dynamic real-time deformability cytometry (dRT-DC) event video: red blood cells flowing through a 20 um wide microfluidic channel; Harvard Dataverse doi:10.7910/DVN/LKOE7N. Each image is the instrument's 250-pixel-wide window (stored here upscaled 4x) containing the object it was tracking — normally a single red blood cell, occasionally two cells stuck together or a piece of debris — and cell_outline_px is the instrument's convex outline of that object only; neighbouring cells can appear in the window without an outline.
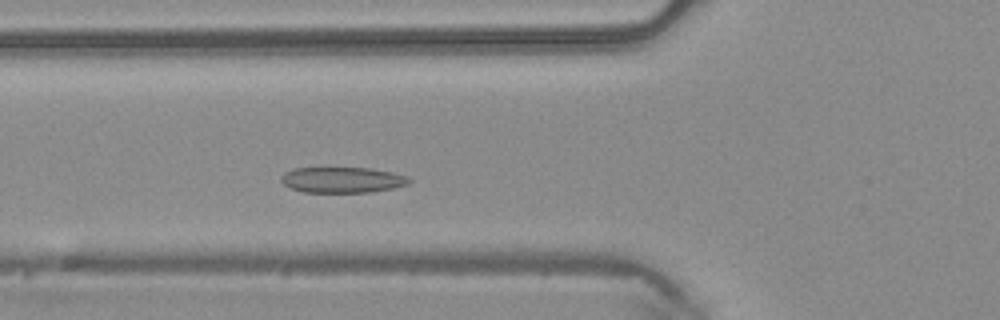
{"species": "common noctule bat (a hibernating species)", "species_latin": "Nyctalus noctula", "temperature_condition": "warm", "stored_images_in_passage": 43, "camera_frame_rate_fps": 3000, "um_per_image_px": 0.085, "animal": {"sex": "male", "body_mass_g": 20.4}, "frame": {"image": 1, "passage_image": 12, "time_ms": 3.667, "image_size_px": [1000, 320], "cell_outline_px": [[412, 180], [408, 184], [392, 188], [372, 192], [304, 192], [292, 188], [284, 184], [280, 180], [280, 176], [284, 172], [292, 168], [372, 168], [392, 172], [408, 176]], "centroid_in_image_um": [29.1, 15.28], "position_along_channel_um": 96.7, "area_um2": 19.25}}
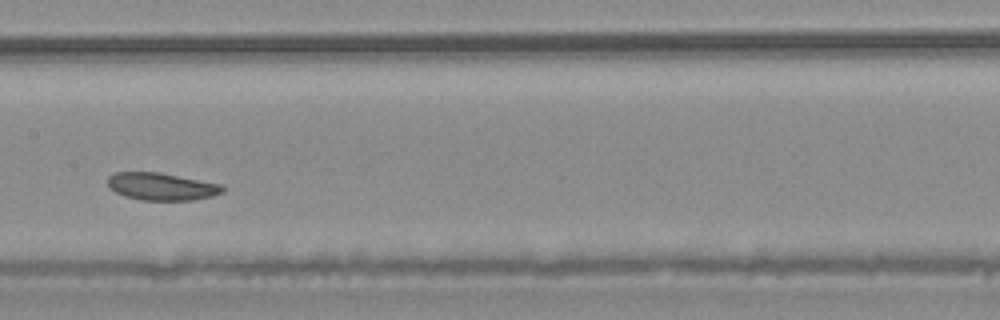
{"frame": {"image": 2, "passage_image": 19, "time_ms": 6.0, "image_size_px": [1000, 320], "cell_outline_px": [[224, 192], [212, 196], [192, 200], [140, 200], [124, 196], [108, 188], [108, 176], [116, 172], [160, 172], [224, 184]], "centroid_in_image_um": [13.75, 15.85], "position_along_channel_um": 193.6, "area_um2": 18.61}}
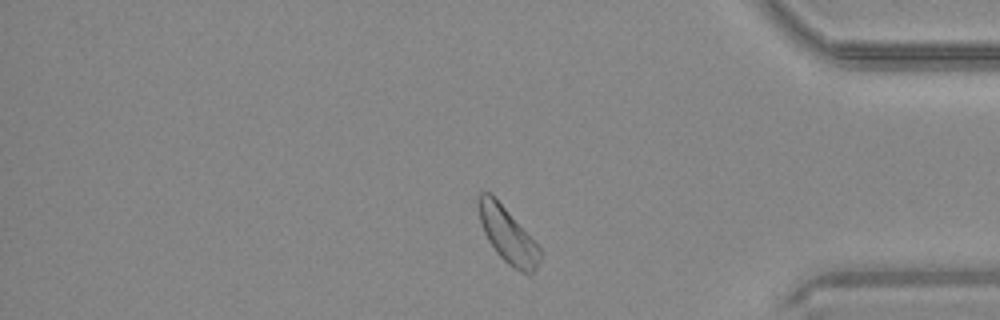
{"frame": {"image": 3, "passage_image": 35, "time_ms": 11.333, "image_size_px": [1000, 320], "cell_outline_px": [[540, 260], [536, 268], [532, 272], [520, 272], [512, 268], [496, 252], [488, 240], [484, 232], [480, 220], [476, 204], [476, 200], [480, 192], [488, 192], [508, 212], [540, 248]], "centroid_in_image_um": [43.11, 19.99], "position_along_channel_um": 392.1, "area_um2": 19.25}, "authors_computed_cell_mechanics": {"area_um2": 19.7098, "velocity_mm_per_s": 4.159, "shape_relaxation_time_tau1_ms": 3.5799, "shape_relaxation_time_tau2_ms": null, "deformation_change_tau1": 0.0728, "deformation_change_tau2": null}}